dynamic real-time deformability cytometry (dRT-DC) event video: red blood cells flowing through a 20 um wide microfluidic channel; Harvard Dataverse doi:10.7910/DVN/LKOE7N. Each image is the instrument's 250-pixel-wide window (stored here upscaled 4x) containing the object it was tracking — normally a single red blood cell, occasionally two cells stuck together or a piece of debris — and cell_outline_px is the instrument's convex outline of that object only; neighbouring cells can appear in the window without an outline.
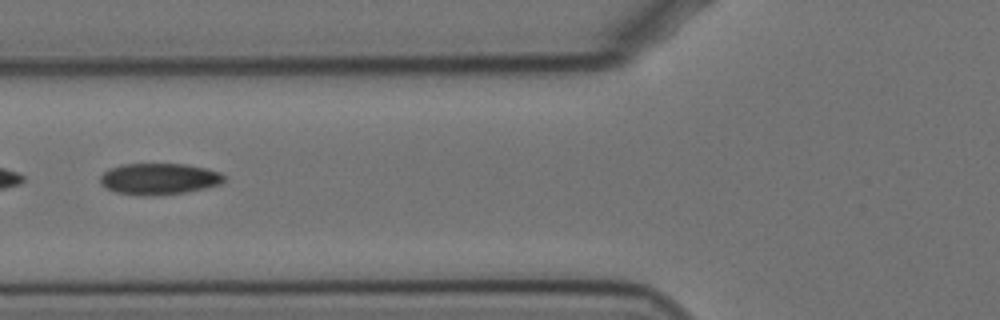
{"species": "Egyptian fruit bat (a non-hibernating species)", "species_latin": "Rousettus aegyptiacus", "temperature_condition": "cold", "stored_images_in_passage": 58, "camera_frame_rate_fps": 3000, "um_per_image_px": 0.085, "animal": {"sex": "female"}, "frame": {"image": 1, "passage_image": 22, "time_ms": 7.0, "image_size_px": [1000, 320], "cell_outline_px": [[224, 180], [220, 184], [204, 188], [184, 192], [152, 196], [140, 196], [116, 192], [100, 184], [100, 176], [108, 168], [120, 164], [184, 164], [204, 168], [220, 172], [224, 176]], "centroid_in_image_um": [13.47, 15.2], "position_along_channel_um": 112.3, "area_um2": 22.6}}
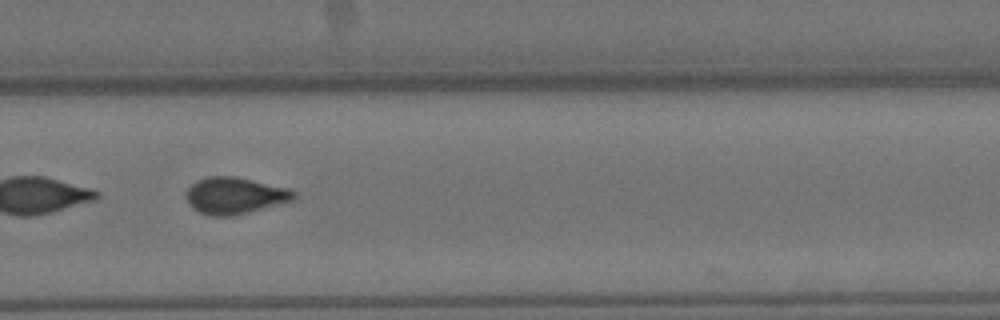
{"frame": {"image": 2, "passage_image": 39, "time_ms": 12.667, "image_size_px": [1000, 320], "cell_outline_px": [[296, 196], [292, 200], [248, 212], [232, 216], [212, 216], [200, 212], [192, 208], [188, 204], [188, 188], [196, 180], [208, 176], [236, 176], [288, 188], [296, 192]], "centroid_in_image_um": [19.95, 16.61], "position_along_channel_um": 309.9, "area_um2": 22.77}}
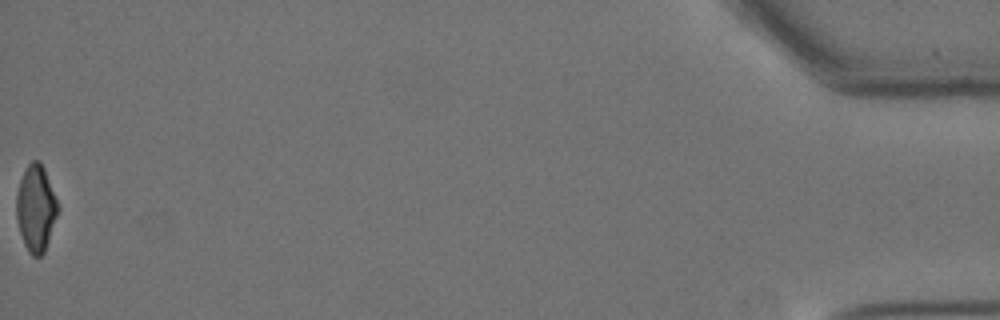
{"frame": {"image": 3, "passage_image": 58, "time_ms": 19.0, "image_size_px": [1000, 320], "cell_outline_px": [[60, 208], [44, 252], [40, 256], [32, 256], [28, 252], [24, 244], [20, 232], [16, 216], [16, 196], [20, 180], [28, 164], [32, 160], [40, 160], [44, 168]], "centroid_in_image_um": [3.05, 17.7], "position_along_channel_um": 432.1, "area_um2": 20.81}, "authors_computed_cell_mechanics": {"area_um2": 22.7732, "velocity_mm_per_s": 3.494, "shape_relaxation_time_tau1_ms": 8.9559, "shape_relaxation_time_tau2_ms": 3.4099, "deformation_change_tau1": 0.1843, "deformation_change_tau2": 0.0919}}